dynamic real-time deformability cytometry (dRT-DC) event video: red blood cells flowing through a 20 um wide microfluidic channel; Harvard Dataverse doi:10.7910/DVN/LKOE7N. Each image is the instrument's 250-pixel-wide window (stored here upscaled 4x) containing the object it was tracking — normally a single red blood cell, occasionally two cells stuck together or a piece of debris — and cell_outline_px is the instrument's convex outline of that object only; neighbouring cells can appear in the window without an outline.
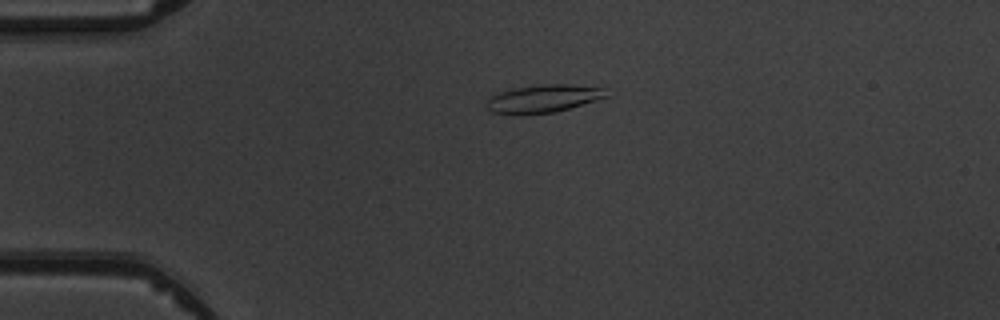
{"species": "common noctule bat (a hibernating species)", "species_latin": "Nyctalus noctula", "temperature_condition": "warm", "stored_images_in_passage": 5, "camera_frame_rate_fps": 3000, "um_per_image_px": 0.085, "animal": {"sex": "male", "body_mass_g": 19.5, "forearm_length_mm": 54.6}, "frame": {"image": 1, "passage_image": 4, "time_ms": 3.667, "image_size_px": [1000, 320], "cell_outline_px": [[608, 96], [556, 112], [492, 112], [488, 108], [488, 100], [492, 96], [500, 92], [516, 88], [544, 84], [572, 84], [604, 88]], "centroid_in_image_um": [46.27, 8.34], "position_along_channel_um": 38.7, "area_um2": 18.44}}